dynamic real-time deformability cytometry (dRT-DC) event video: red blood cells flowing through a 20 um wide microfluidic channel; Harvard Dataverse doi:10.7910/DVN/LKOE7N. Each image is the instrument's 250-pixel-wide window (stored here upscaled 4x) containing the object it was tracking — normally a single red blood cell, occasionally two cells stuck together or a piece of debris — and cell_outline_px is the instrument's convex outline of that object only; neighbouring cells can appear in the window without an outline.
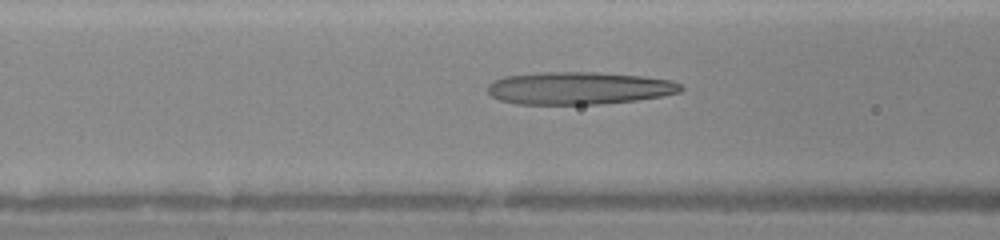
{"species": "human", "species_latin": "Homo sapiens", "temperature_condition": "warm", "stored_images_in_passage": 32, "camera_frame_rate_fps": 3000, "um_per_image_px": 0.085, "donor": {"sex": "female"}, "frame": {"image": 1, "passage_image": 5, "time_ms": 1.333, "image_size_px": [1000, 240], "cell_outline_px": [[684, 88], [680, 92], [660, 96], [636, 100], [600, 104], [516, 104], [500, 100], [492, 96], [488, 92], [488, 84], [492, 80], [504, 76], [540, 72], [596, 72], [644, 76], [672, 80], [680, 84]], "centroid_in_image_um": [49.19, 7.48], "position_along_channel_um": 117.4, "area_um2": 36.82}}
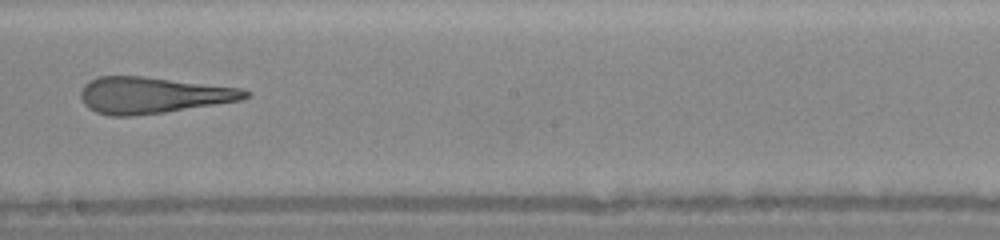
{"frame": {"image": 2, "passage_image": 13, "time_ms": 4.0, "image_size_px": [1000, 240], "cell_outline_px": [[252, 92], [248, 96], [240, 100], [164, 112], [132, 116], [112, 116], [96, 112], [88, 108], [84, 104], [80, 96], [80, 92], [84, 84], [88, 80], [96, 76], [144, 76], [240, 88]], "centroid_in_image_um": [12.92, 8.08], "position_along_channel_um": 235.3, "area_um2": 34.74}}
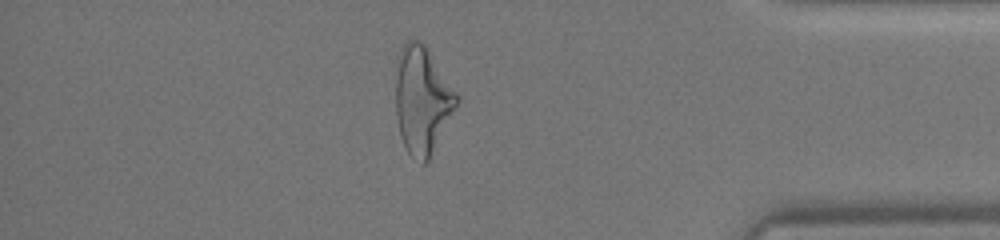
{"frame": {"image": 3, "passage_image": 26, "time_ms": 8.333, "image_size_px": [1000, 240], "cell_outline_px": [[460, 96], [428, 160], [424, 164], [412, 156], [408, 152], [400, 136], [396, 116], [396, 56], [404, 44], [408, 40], [420, 40], [424, 44]], "centroid_in_image_um": [35.85, 8.45], "position_along_channel_um": 399.3, "area_um2": 37.57}}